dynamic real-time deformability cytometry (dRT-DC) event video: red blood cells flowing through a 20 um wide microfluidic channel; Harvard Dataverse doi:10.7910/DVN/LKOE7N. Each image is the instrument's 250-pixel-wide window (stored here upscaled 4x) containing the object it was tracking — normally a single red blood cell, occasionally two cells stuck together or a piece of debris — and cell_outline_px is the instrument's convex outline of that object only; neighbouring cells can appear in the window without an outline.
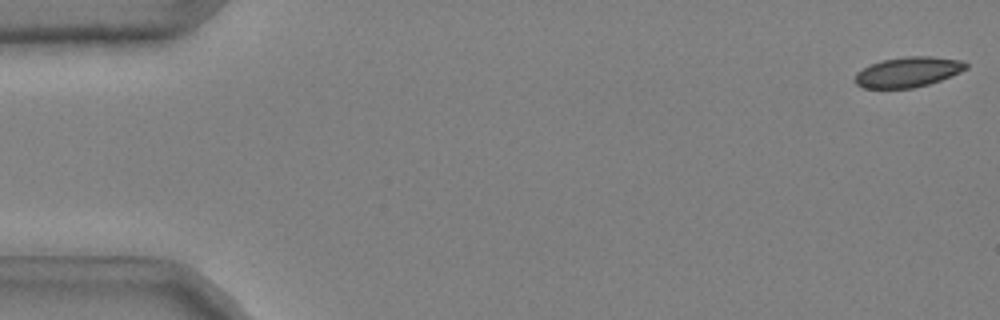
{"species": "common noctule bat (a hibernating species)", "species_latin": "Nyctalus noctula", "temperature_condition": "cold", "stored_images_in_passage": 48, "camera_frame_rate_fps": 3000, "um_per_image_px": 0.085, "animal": {"sex": "male", "body_mass_g": 20.4}, "frame": {"image": 1, "passage_image": 1, "time_ms": 0.0, "image_size_px": [1000, 320], "cell_outline_px": [[968, 68], [960, 72], [940, 80], [928, 84], [912, 88], [864, 88], [856, 84], [856, 72], [872, 64], [884, 60], [908, 56], [932, 56], [964, 60], [968, 64]], "centroid_in_image_um": [77.23, 6.11], "position_along_channel_um": 7.8, "area_um2": 19.36}}
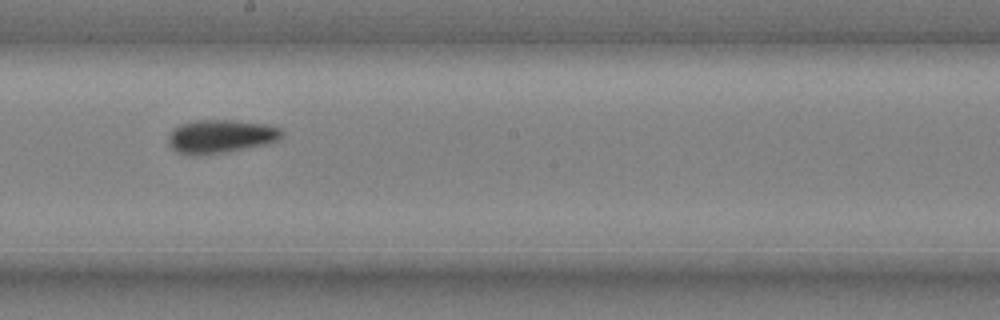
{"frame": {"image": 2, "passage_image": 30, "time_ms": 9.667, "image_size_px": [1000, 320], "cell_outline_px": [[284, 136], [280, 140], [264, 144], [224, 152], [200, 156], [196, 156], [180, 152], [172, 148], [168, 144], [168, 136], [172, 128], [180, 124], [196, 120], [236, 120], [268, 124], [280, 128], [284, 132]], "centroid_in_image_um": [18.77, 11.58], "position_along_channel_um": 229.4, "area_um2": 22.31}}
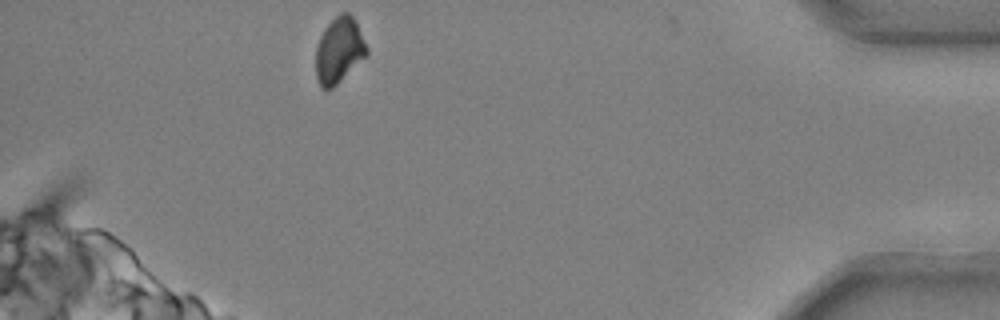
{"frame": {"image": 3, "passage_image": 48, "time_ms": 15.667, "image_size_px": [1000, 320], "cell_outline_px": [[368, 56], [332, 88], [320, 88], [316, 76], [316, 44], [324, 28], [340, 12], [348, 12], [352, 16], [368, 48]], "centroid_in_image_um": [28.82, 4.28], "position_along_channel_um": 406.4, "area_um2": 19.54}}